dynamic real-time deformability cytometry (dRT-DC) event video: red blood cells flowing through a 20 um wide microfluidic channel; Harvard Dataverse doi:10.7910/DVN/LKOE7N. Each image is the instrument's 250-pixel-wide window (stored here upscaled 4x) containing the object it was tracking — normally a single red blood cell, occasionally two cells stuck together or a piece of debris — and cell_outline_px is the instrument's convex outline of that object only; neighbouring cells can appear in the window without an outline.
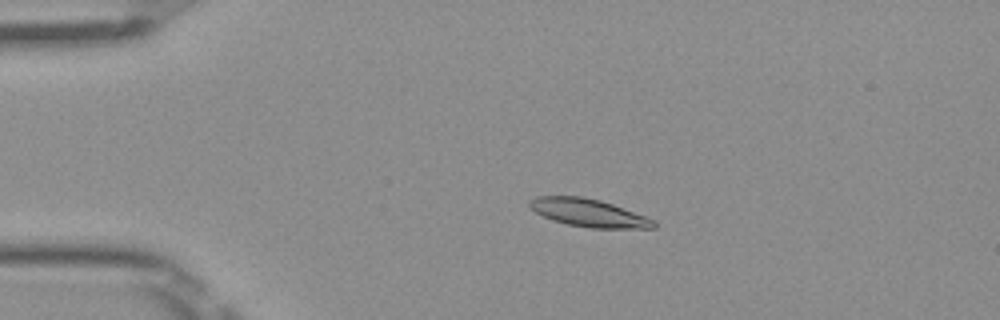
{"species": "Egyptian fruit bat (a non-hibernating species)", "species_latin": "Rousettus aegyptiacus", "temperature_condition": "room temperature", "stored_images_in_passage": 51, "camera_frame_rate_fps": 3000, "um_per_image_px": 0.085, "frame": {"image": 1, "passage_image": 11, "time_ms": 3.333, "image_size_px": [1000, 320], "cell_outline_px": [[656, 228], [588, 228], [568, 224], [552, 220], [536, 212], [528, 204], [528, 200], [536, 196], [580, 196], [600, 200], [612, 204], [656, 220]], "centroid_in_image_um": [50.03, 18.09], "position_along_channel_um": 35.0, "area_um2": 20.06}}
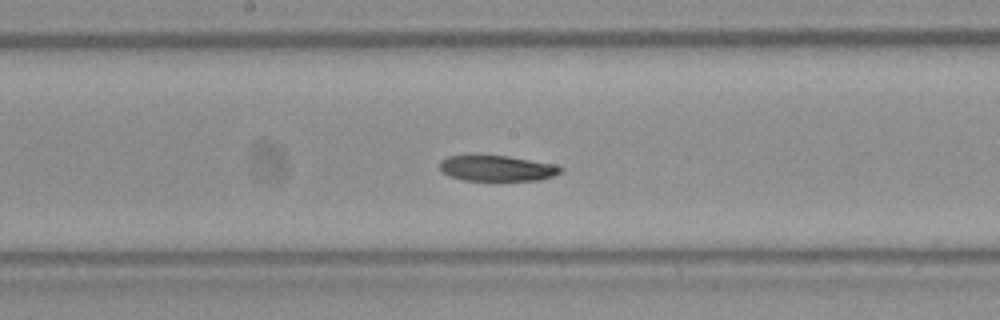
{"frame": {"image": 2, "passage_image": 27, "time_ms": 8.667, "image_size_px": [1000, 320], "cell_outline_px": [[564, 168], [560, 172], [552, 176], [540, 180], [464, 180], [448, 176], [440, 172], [440, 160], [448, 156], [508, 156], [556, 164]], "centroid_in_image_um": [42.24, 14.31], "position_along_channel_um": 206.0, "area_um2": 18.03}}
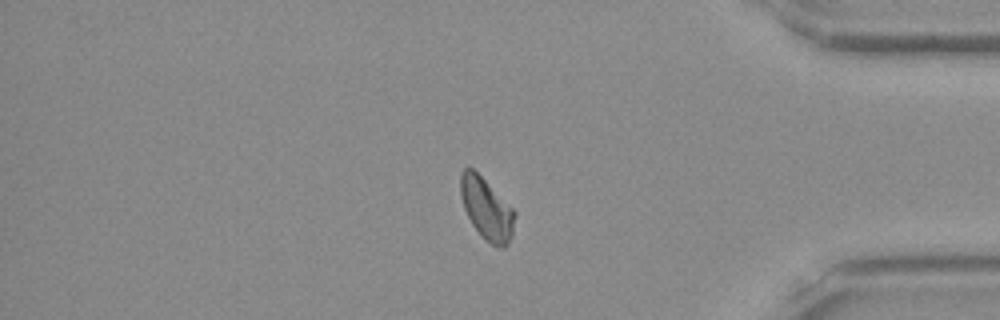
{"frame": {"image": 3, "passage_image": 43, "time_ms": 14.0, "image_size_px": [1000, 320], "cell_outline_px": [[516, 216], [512, 236], [508, 244], [504, 248], [496, 248], [480, 236], [472, 224], [464, 208], [460, 196], [460, 172], [464, 168], [472, 168], [516, 212]], "centroid_in_image_um": [41.36, 17.8], "position_along_channel_um": 393.8, "area_um2": 19.48}, "authors_computed_cell_mechanics": {"area_um2": 19.652, "velocity_mm_per_s": 4.0046, "shape_relaxation_time_tau1_ms": 8.5939, "shape_relaxation_time_tau2_ms": null, "deformation_change_tau1": 0.1647, "deformation_change_tau2": null}}